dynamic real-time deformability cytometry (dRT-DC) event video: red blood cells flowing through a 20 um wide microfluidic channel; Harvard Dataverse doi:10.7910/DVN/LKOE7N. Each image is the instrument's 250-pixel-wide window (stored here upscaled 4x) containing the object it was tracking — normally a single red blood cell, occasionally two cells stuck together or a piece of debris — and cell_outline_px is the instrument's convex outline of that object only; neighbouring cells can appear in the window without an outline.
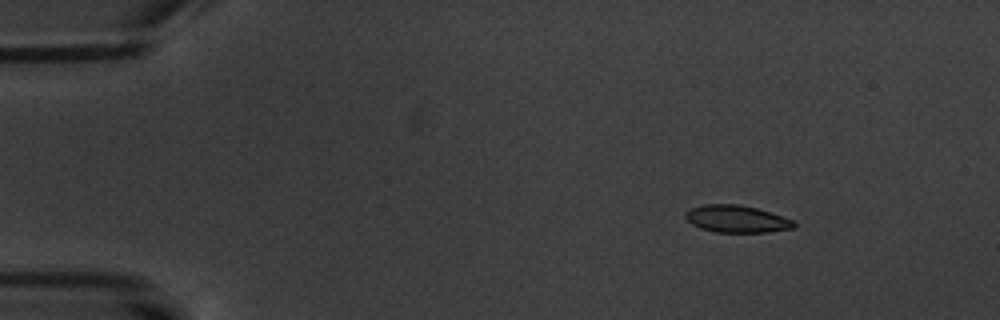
{"species": "common noctule bat (a hibernating species)", "species_latin": "Nyctalus noctula", "temperature_condition": "warm", "stored_images_in_passage": 6, "camera_frame_rate_fps": 3000, "um_per_image_px": 0.085, "animal": {"sex": "male", "body_mass_g": 20.1, "forearm_length_mm": 53.5}, "frame": {"image": 1, "passage_image": 3, "time_ms": 2.333, "image_size_px": [1000, 320], "cell_outline_px": [[796, 224], [792, 228], [768, 232], [716, 232], [700, 228], [692, 224], [684, 216], [684, 212], [692, 208], [704, 204], [740, 204], [756, 208], [792, 220]], "centroid_in_image_um": [62.56, 18.6], "position_along_channel_um": 22.4, "area_um2": 16.99}}
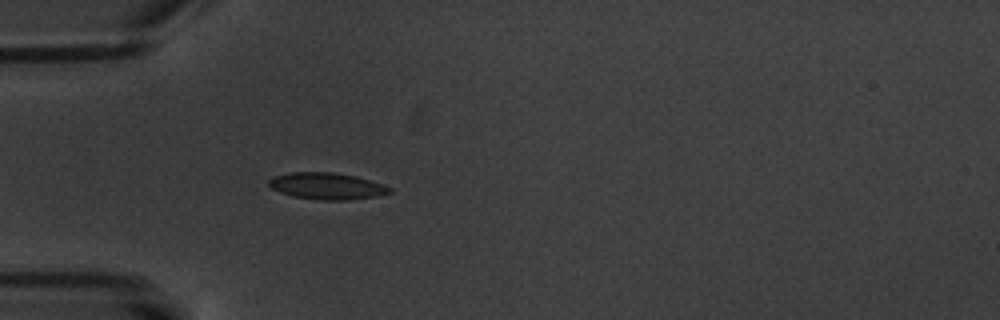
{"frame": {"image": 2, "passage_image": 6, "time_ms": 5.667, "image_size_px": [1000, 320], "cell_outline_px": [[392, 192], [380, 196], [348, 200], [320, 200], [292, 196], [280, 192], [272, 188], [268, 184], [268, 180], [276, 176], [292, 172], [332, 172], [356, 176], [384, 184], [392, 188]], "centroid_in_image_um": [27.84, 15.82], "position_along_channel_um": 57.2, "area_um2": 18.84}}